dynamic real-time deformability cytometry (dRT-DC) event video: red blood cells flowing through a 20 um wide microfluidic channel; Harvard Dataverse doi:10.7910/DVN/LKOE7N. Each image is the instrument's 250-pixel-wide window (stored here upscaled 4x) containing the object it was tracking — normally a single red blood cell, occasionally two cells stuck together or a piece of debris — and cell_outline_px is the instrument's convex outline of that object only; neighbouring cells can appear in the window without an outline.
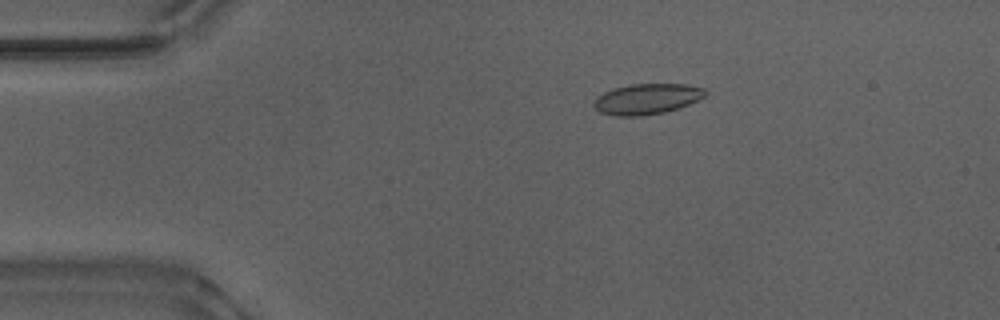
{"species": "Egyptian fruit bat (a non-hibernating species)", "species_latin": "Rousettus aegyptiacus", "temperature_condition": "warm", "stored_images_in_passage": 53, "camera_frame_rate_fps": 3000, "um_per_image_px": 0.085, "animal": {"sex": "male"}, "frame": {"image": 1, "passage_image": 10, "time_ms": 3.0, "image_size_px": [1000, 320], "cell_outline_px": [[708, 92], [704, 96], [688, 104], [664, 112], [640, 116], [616, 116], [600, 112], [592, 104], [596, 96], [604, 92], [628, 84], [684, 84], [704, 88]], "centroid_in_image_um": [54.95, 8.4], "position_along_channel_um": 30.0, "area_um2": 19.71}}
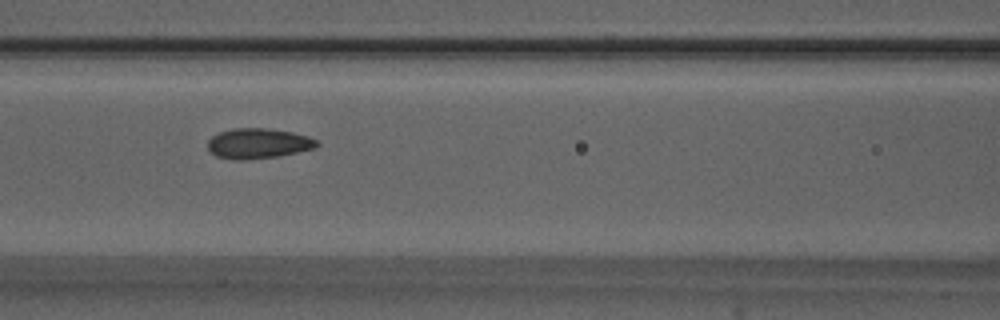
{"frame": {"image": 2, "passage_image": 23, "time_ms": 7.333, "image_size_px": [1000, 320], "cell_outline_px": [[320, 144], [316, 148], [280, 156], [244, 160], [232, 160], [216, 156], [208, 152], [208, 140], [212, 136], [220, 132], [232, 128], [264, 128], [292, 132], [308, 136], [316, 140]], "centroid_in_image_um": [21.93, 12.2], "position_along_channel_um": 144.7, "area_um2": 19.42}}
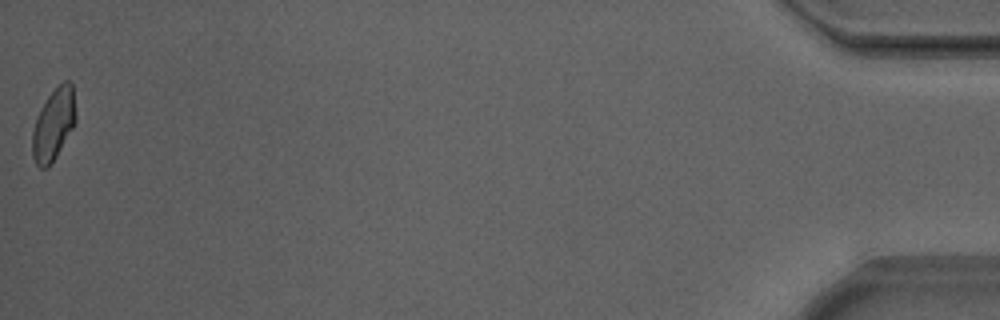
{"frame": {"image": 3, "passage_image": 53, "time_ms": 17.333, "image_size_px": [1000, 320], "cell_outline_px": [[76, 120], [72, 128], [56, 156], [48, 168], [40, 168], [36, 164], [32, 156], [32, 132], [36, 116], [48, 96], [64, 80], [68, 80], [72, 84], [76, 116]], "centroid_in_image_um": [4.53, 10.59], "position_along_channel_um": 430.7, "area_um2": 17.98}, "authors_computed_cell_mechanics": {"area_um2": 18.9584, "velocity_mm_per_s": 3.8836, "shape_relaxation_time_tau1_ms": 7.0724, "shape_relaxation_time_tau2_ms": 1.5331, "deformation_change_tau1": 0.1466, "deformation_change_tau2": 0.05}}